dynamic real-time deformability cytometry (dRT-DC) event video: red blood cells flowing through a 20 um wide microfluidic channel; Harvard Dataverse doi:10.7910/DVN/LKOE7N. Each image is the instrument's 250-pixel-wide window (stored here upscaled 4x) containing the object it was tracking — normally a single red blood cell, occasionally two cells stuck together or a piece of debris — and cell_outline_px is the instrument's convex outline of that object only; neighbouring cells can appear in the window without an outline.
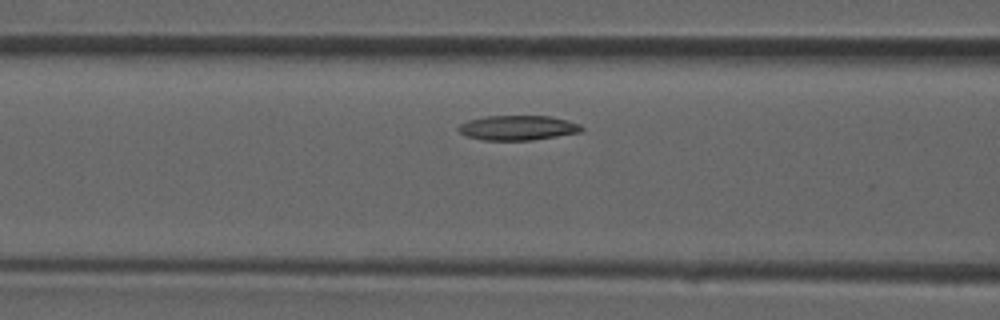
{"species": "common noctule bat (a hibernating species)", "species_latin": "Nyctalus noctula", "temperature_condition": "room temperature", "stored_images_in_passage": 34, "camera_frame_rate_fps": 3000, "um_per_image_px": 0.085, "animal": {"sex": "male", "forearm_length_mm": 52.5}, "frame": {"image": 1, "passage_image": 10, "time_ms": 3.0, "image_size_px": [1000, 320], "cell_outline_px": [[584, 128], [580, 132], [532, 140], [484, 140], [468, 136], [460, 132], [456, 128], [460, 124], [468, 120], [484, 116], [552, 116], [568, 120], [580, 124]], "centroid_in_image_um": [44.02, 10.85], "position_along_channel_um": 122.6, "area_um2": 17.74}}
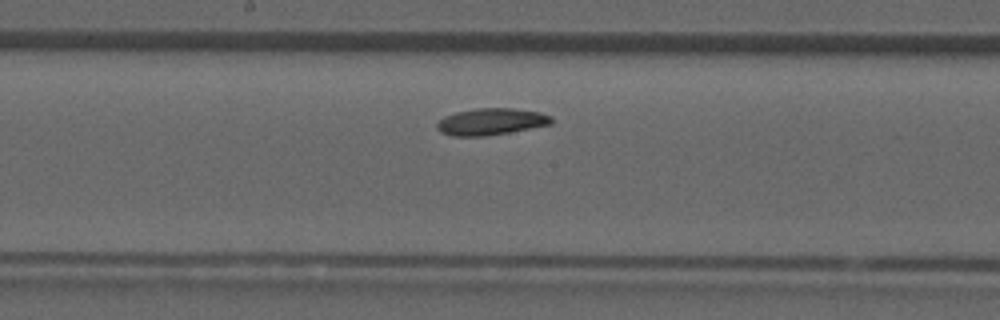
{"frame": {"image": 2, "passage_image": 15, "time_ms": 4.667, "image_size_px": [1000, 320], "cell_outline_px": [[552, 124], [488, 136], [452, 136], [440, 132], [436, 128], [436, 124], [444, 116], [456, 112], [476, 108], [512, 108], [540, 112], [552, 116]], "centroid_in_image_um": [41.73, 10.34], "position_along_channel_um": 206.5, "area_um2": 17.92}}